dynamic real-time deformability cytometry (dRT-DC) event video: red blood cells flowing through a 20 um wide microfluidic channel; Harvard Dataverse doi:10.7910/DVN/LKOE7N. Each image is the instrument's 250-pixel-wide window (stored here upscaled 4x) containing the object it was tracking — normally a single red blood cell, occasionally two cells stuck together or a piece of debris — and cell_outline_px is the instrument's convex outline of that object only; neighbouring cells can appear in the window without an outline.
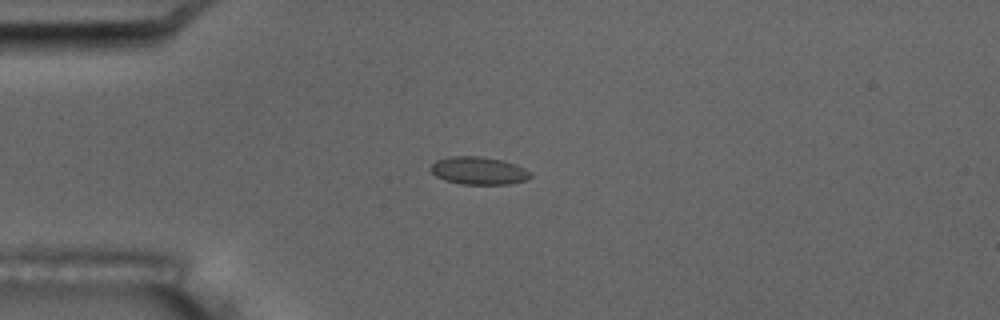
{"species": "common noctule bat (a hibernating species)", "species_latin": "Nyctalus noctula", "temperature_condition": "room temperature", "stored_images_in_passage": 7, "camera_frame_rate_fps": 3000, "um_per_image_px": 0.085, "animal": {"sex": "male", "body_mass_g": 17.5, "forearm_length_mm": 52.3}, "frame": {"image": 1, "passage_image": 4, "time_ms": 3.667, "image_size_px": [1000, 320], "cell_outline_px": [[532, 176], [528, 180], [508, 184], [460, 184], [444, 180], [436, 176], [428, 168], [436, 160], [448, 156], [480, 156], [504, 160], [516, 164], [532, 172]], "centroid_in_image_um": [40.7, 14.5], "position_along_channel_um": 44.3, "area_um2": 16.42}}